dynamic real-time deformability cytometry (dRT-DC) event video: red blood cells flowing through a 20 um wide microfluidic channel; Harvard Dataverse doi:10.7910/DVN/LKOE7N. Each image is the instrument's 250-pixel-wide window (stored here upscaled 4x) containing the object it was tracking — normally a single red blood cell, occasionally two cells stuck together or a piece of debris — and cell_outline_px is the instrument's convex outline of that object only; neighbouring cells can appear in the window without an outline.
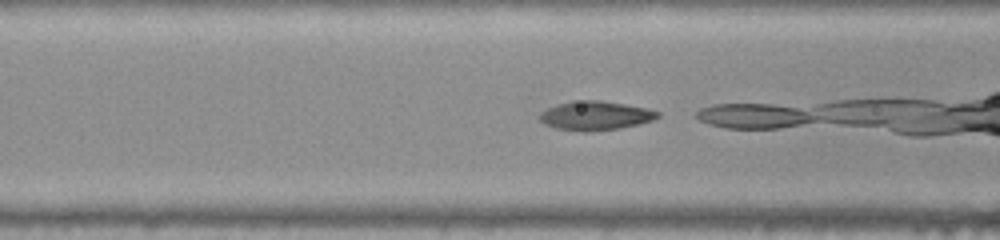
{"species": "common noctule bat (a hibernating species)", "species_latin": "Nyctalus noctula", "temperature_condition": "warm", "stored_images_in_passage": 22, "camera_frame_rate_fps": 3000, "um_per_image_px": 0.085, "animal": {"sex": "female", "body_mass_g": 22.0, "forearm_length_mm": 56.7}, "frame": {"image": 1, "passage_image": 13, "time_ms": 4.0, "image_size_px": [1000, 240], "cell_outline_px": [[660, 116], [652, 120], [640, 124], [620, 128], [588, 132], [584, 132], [556, 128], [544, 124], [536, 116], [540, 112], [556, 104], [572, 100], [600, 100], [648, 108], [660, 112]], "centroid_in_image_um": [50.58, 9.83], "position_along_channel_um": 116.0, "area_um2": 20.23}}
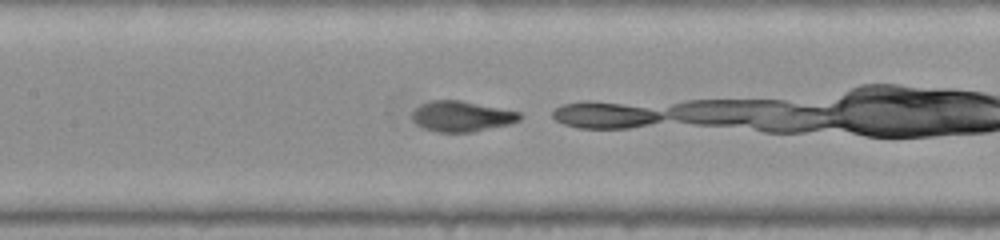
{"frame": {"image": 2, "passage_image": 17, "time_ms": 5.333, "image_size_px": [1000, 240], "cell_outline_px": [[524, 116], [520, 120], [508, 124], [472, 132], [436, 132], [424, 128], [416, 124], [412, 120], [412, 108], [420, 104], [432, 100], [460, 100], [520, 112]], "centroid_in_image_um": [39.2, 9.88], "position_along_channel_um": 168.2, "area_um2": 19.25}}